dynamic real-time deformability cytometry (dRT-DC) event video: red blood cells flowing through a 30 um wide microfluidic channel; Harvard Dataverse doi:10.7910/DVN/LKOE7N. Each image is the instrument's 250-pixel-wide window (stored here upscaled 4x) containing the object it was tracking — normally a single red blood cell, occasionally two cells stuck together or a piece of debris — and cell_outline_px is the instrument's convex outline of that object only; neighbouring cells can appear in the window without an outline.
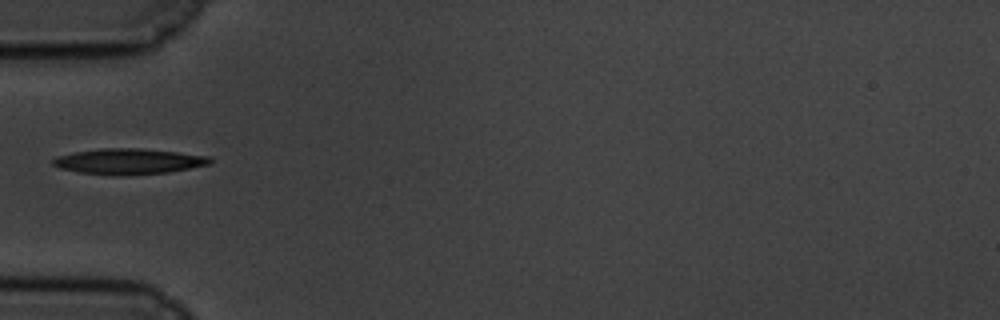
{"species": "common noctule bat (a hibernating species)", "species_latin": "Nyctalus noctula", "temperature_condition": "cold", "stored_images_in_passage": 40, "camera_frame_rate_fps": 3000, "um_per_image_px": 0.085, "animal": {"sex": "male", "body_mass_g": 19.5, "forearm_length_mm": 54.6}, "frame": {"image": 1, "passage_image": 1, "time_ms": 0.0, "image_size_px": [1000, 320], "cell_outline_px": [[212, 164], [192, 168], [168, 172], [124, 176], [80, 172], [60, 168], [52, 164], [52, 160], [56, 156], [76, 152], [100, 148], [140, 148], [212, 156]], "centroid_in_image_um": [10.99, 13.72], "position_along_channel_um": 74.0, "area_um2": 23.58}}
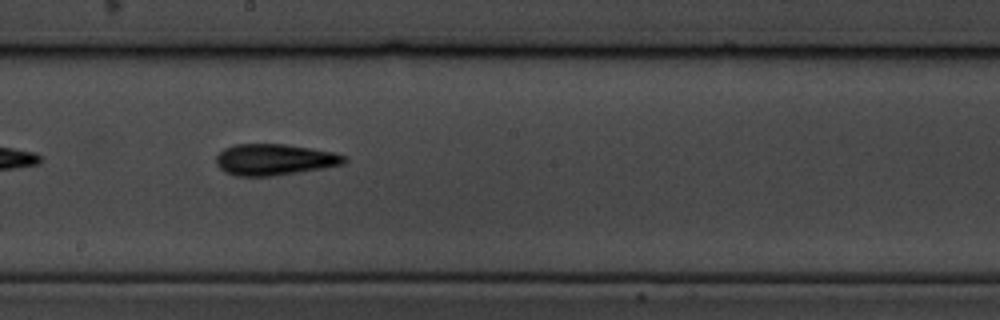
{"frame": {"image": 2, "passage_image": 14, "time_ms": 4.333, "image_size_px": [1000, 320], "cell_outline_px": [[348, 160], [344, 164], [324, 168], [272, 176], [236, 176], [224, 172], [216, 164], [216, 156], [224, 148], [236, 144], [284, 144], [332, 152], [348, 156]], "centroid_in_image_um": [23.32, 13.57], "position_along_channel_um": 224.9, "area_um2": 23.35}}
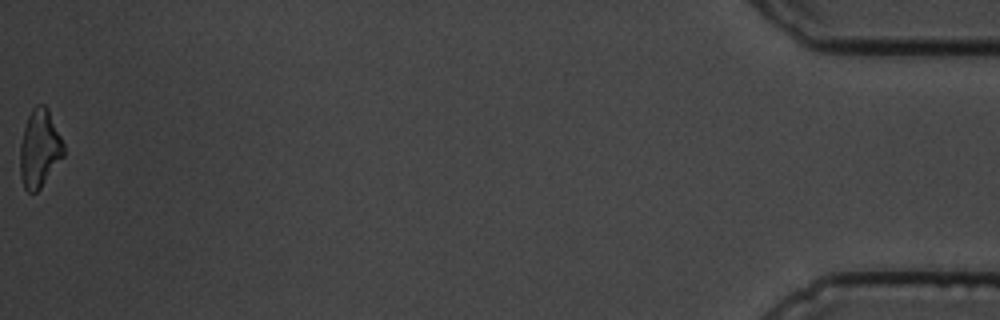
{"frame": {"image": 3, "passage_image": 40, "time_ms": 13.0, "image_size_px": [1000, 320], "cell_outline_px": [[64, 156], [40, 188], [36, 192], [28, 192], [24, 188], [20, 176], [20, 144], [24, 128], [28, 116], [32, 108], [36, 104], [44, 104], [48, 108], [64, 144]], "centroid_in_image_um": [3.36, 12.62], "position_along_channel_um": 431.8, "area_um2": 19.77}}